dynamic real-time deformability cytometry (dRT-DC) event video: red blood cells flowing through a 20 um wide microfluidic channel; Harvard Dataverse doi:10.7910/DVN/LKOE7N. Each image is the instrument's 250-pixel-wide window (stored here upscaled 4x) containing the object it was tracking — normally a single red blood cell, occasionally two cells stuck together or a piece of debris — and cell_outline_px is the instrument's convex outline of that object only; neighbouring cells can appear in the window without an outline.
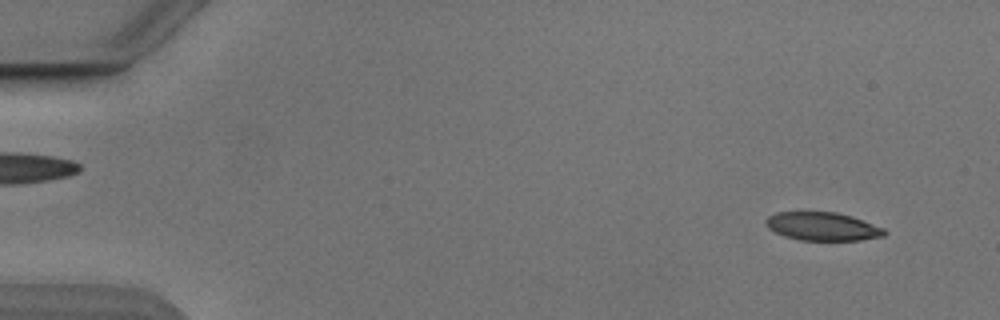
{"species": "Egyptian fruit bat (a non-hibernating species)", "species_latin": "Rousettus aegyptiacus", "temperature_condition": "cold", "stored_images_in_passage": 53, "camera_frame_rate_fps": 3000, "um_per_image_px": 0.085, "animal": {"sex": "male"}, "frame": {"image": 1, "passage_image": 4, "time_ms": 1.0, "image_size_px": [1000, 320], "cell_outline_px": [[888, 232], [884, 236], [860, 240], [800, 240], [784, 236], [768, 228], [764, 224], [764, 220], [768, 216], [776, 212], [836, 212], [852, 216], [884, 228]], "centroid_in_image_um": [69.9, 19.24], "position_along_channel_um": 15.1, "area_um2": 19.65}}
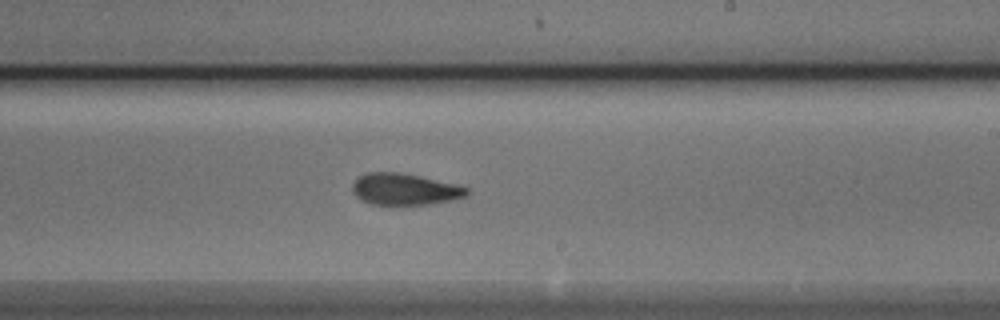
{"frame": {"image": 2, "passage_image": 32, "time_ms": 10.333, "image_size_px": [1000, 320], "cell_outline_px": [[472, 192], [468, 196], [456, 200], [428, 204], [372, 204], [360, 200], [352, 192], [352, 184], [360, 176], [368, 172], [400, 172], [420, 176], [468, 188]], "centroid_in_image_um": [34.42, 16.09], "position_along_channel_um": 254.6, "area_um2": 21.04}}
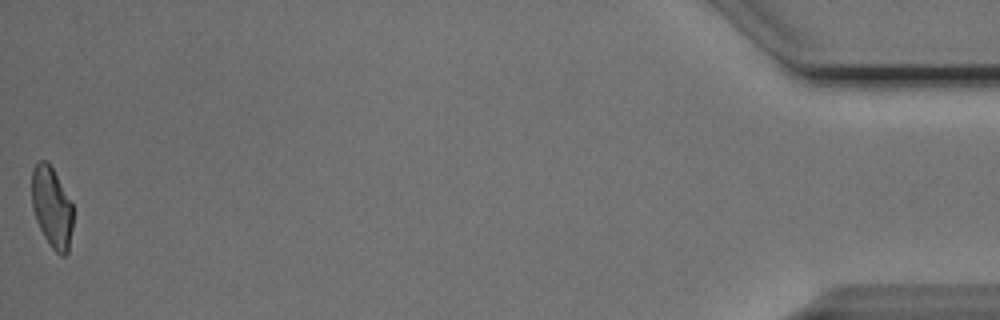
{"frame": {"image": 3, "passage_image": 53, "time_ms": 17.333, "image_size_px": [1000, 320], "cell_outline_px": [[72, 228], [68, 252], [64, 256], [60, 256], [52, 248], [44, 236], [36, 220], [32, 208], [32, 168], [40, 160], [48, 160], [72, 204]], "centroid_in_image_um": [4.39, 17.62], "position_along_channel_um": 430.8, "area_um2": 19.31}, "authors_computed_cell_mechanics": {"area_um2": 21.0392, "velocity_mm_per_s": 3.8665, "shape_relaxation_time_tau1_ms": 6.8347, "shape_relaxation_time_tau2_ms": 2.6759, "deformation_change_tau1": 0.1726, "deformation_change_tau2": 0.0967}}